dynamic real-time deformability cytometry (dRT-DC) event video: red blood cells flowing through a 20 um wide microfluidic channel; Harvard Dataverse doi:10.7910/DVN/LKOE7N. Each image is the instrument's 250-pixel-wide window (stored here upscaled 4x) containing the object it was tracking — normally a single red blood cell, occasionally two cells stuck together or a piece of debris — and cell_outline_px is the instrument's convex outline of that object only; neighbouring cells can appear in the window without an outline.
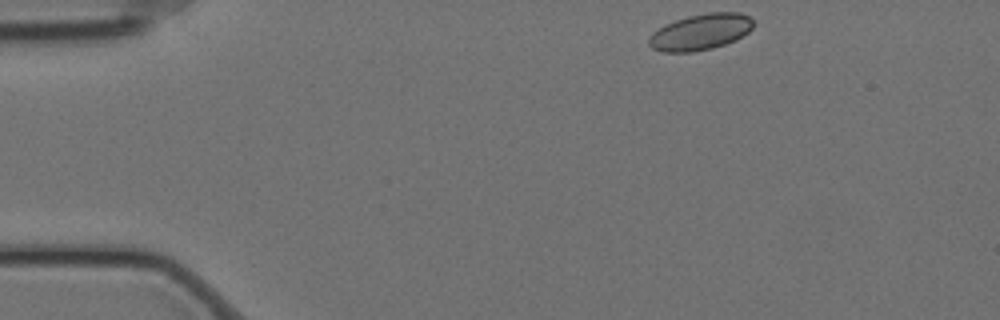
{"species": "Egyptian fruit bat (a non-hibernating species)", "species_latin": "Rousettus aegyptiacus", "temperature_condition": "cold", "stored_images_in_passage": 51, "camera_frame_rate_fps": 3000, "um_per_image_px": 0.085, "animal": {"sex": "female"}, "frame": {"image": 1, "passage_image": 1, "time_ms": 0.0, "image_size_px": [1000, 320], "cell_outline_px": [[752, 28], [748, 32], [736, 40], [712, 48], [692, 52], [664, 52], [652, 48], [648, 44], [648, 36], [652, 32], [676, 20], [688, 16], [708, 12], [740, 12], [748, 16], [752, 20]], "centroid_in_image_um": [59.53, 2.72], "position_along_channel_um": 25.5, "area_um2": 21.85}}
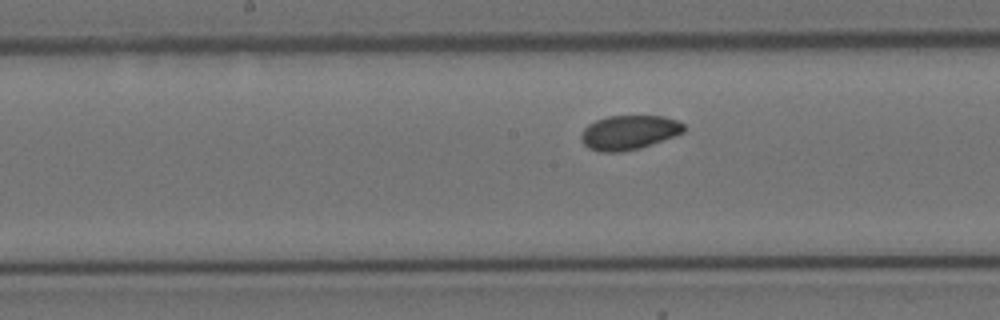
{"frame": {"image": 2, "passage_image": 22, "time_ms": 7.0, "image_size_px": [1000, 320], "cell_outline_px": [[684, 132], [676, 136], [640, 148], [620, 152], [600, 152], [588, 148], [584, 144], [580, 136], [584, 128], [588, 124], [596, 120], [608, 116], [660, 116], [676, 120], [684, 124]], "centroid_in_image_um": [53.45, 11.26], "position_along_channel_um": 194.7, "area_um2": 20.58}}
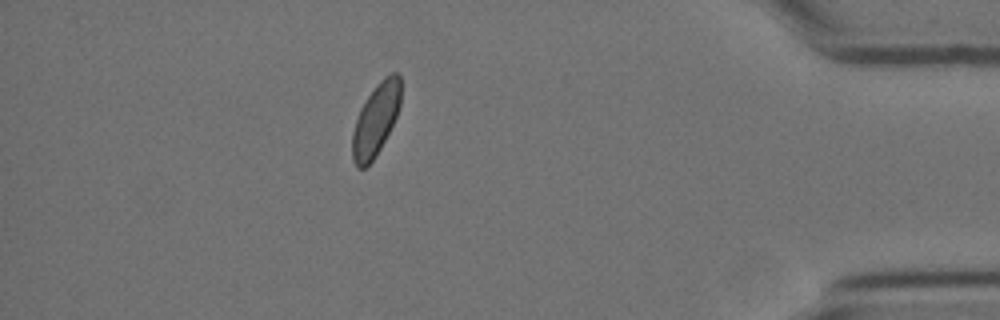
{"frame": {"image": 3, "passage_image": 44, "time_ms": 14.333, "image_size_px": [1000, 320], "cell_outline_px": [[400, 104], [396, 116], [376, 156], [364, 168], [356, 168], [352, 160], [352, 132], [360, 108], [376, 84], [384, 76], [392, 72], [396, 72], [400, 76]], "centroid_in_image_um": [31.92, 10.17], "position_along_channel_um": 403.3, "area_um2": 20.17}, "authors_computed_cell_mechanics": {"area_um2": 20.9814, "velocity_mm_per_s": 3.4397, "shape_relaxation_time_tau1_ms": 3.7047, "shape_relaxation_time_tau2_ms": 6.4471, "deformation_change_tau1": 0.0524, "deformation_change_tau2": 0.0727}}